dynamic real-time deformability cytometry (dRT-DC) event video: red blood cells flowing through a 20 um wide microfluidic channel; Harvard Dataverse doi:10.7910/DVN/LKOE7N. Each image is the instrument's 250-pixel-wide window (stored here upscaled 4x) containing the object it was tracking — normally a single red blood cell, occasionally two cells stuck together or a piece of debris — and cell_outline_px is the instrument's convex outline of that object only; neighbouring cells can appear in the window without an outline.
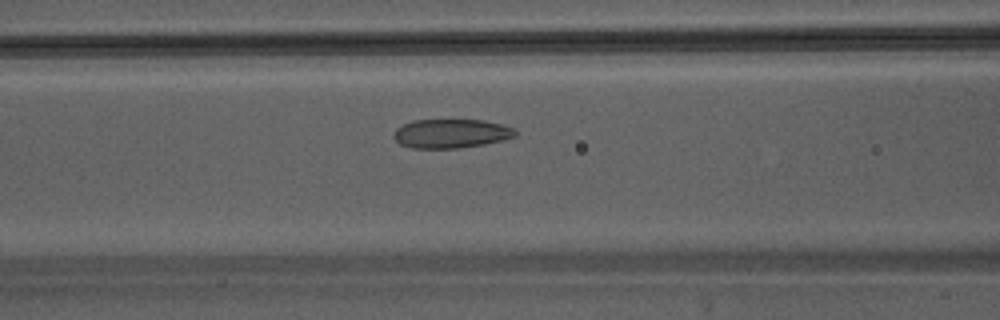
{"species": "Egyptian fruit bat (a non-hibernating species)", "species_latin": "Rousettus aegyptiacus", "temperature_condition": "warm", "stored_images_in_passage": 40, "camera_frame_rate_fps": 3000, "um_per_image_px": 0.085, "animal": {"sex": "male"}, "frame": {"image": 1, "passage_image": 14, "time_ms": 4.333, "image_size_px": [1000, 320], "cell_outline_px": [[516, 136], [504, 140], [484, 144], [456, 148], [412, 148], [400, 144], [392, 136], [396, 128], [404, 124], [416, 120], [484, 120], [516, 128]], "centroid_in_image_um": [38.35, 11.35], "position_along_channel_um": 128.2, "area_um2": 20.52}}
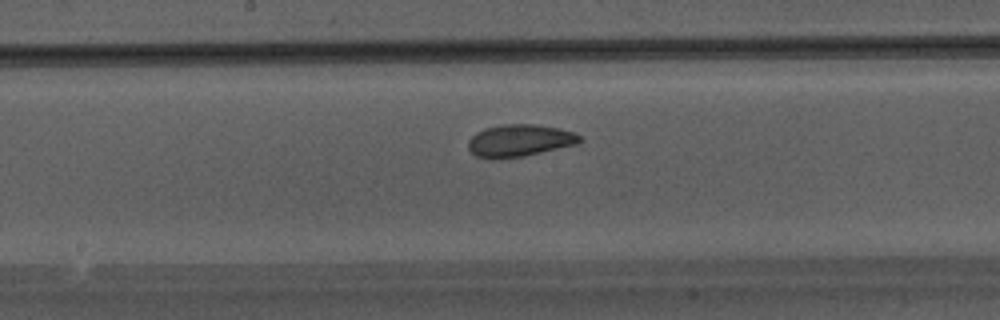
{"frame": {"image": 2, "passage_image": 19, "time_ms": 6.0, "image_size_px": [1000, 320], "cell_outline_px": [[580, 140], [576, 144], [524, 156], [492, 160], [476, 156], [468, 148], [468, 140], [476, 132], [484, 128], [504, 124], [532, 124], [560, 128], [576, 132], [580, 136]], "centroid_in_image_um": [44.13, 11.95], "position_along_channel_um": 204.1, "area_um2": 20.98}}
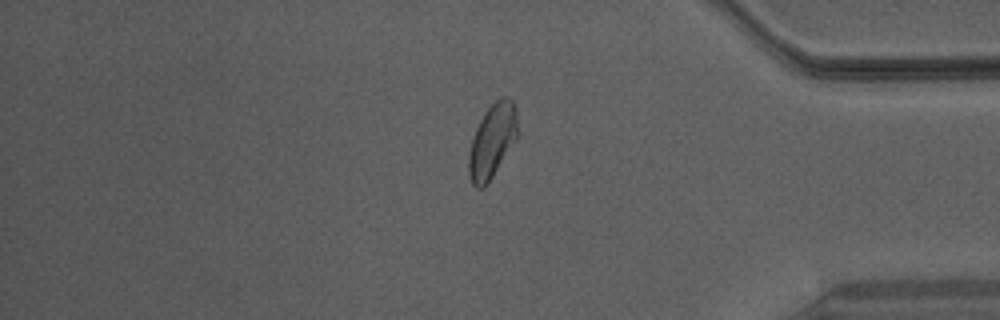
{"frame": {"image": 3, "passage_image": 33, "time_ms": 10.667, "image_size_px": [1000, 320], "cell_outline_px": [[520, 136], [488, 184], [484, 188], [476, 188], [472, 184], [468, 172], [468, 152], [476, 128], [484, 112], [496, 100], [504, 96], [508, 96], [512, 100], [516, 108], [520, 132]], "centroid_in_image_um": [41.88, 11.99], "position_along_channel_um": 393.3, "area_um2": 21.79}}